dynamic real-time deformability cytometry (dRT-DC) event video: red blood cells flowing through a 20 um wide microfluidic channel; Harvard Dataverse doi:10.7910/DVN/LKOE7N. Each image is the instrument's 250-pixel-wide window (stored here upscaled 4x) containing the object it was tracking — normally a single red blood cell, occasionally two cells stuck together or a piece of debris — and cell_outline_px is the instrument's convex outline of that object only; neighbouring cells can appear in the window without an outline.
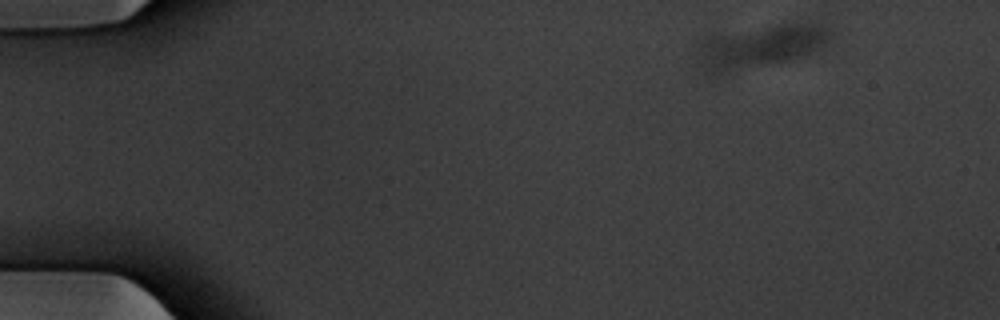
{"species": "common noctule bat (a hibernating species)", "species_latin": "Nyctalus noctula", "temperature_condition": "warm", "stored_images_in_passage": 13, "camera_frame_rate_fps": 3000, "um_per_image_px": 0.085, "animal": {"sex": "male", "body_mass_g": 20.1, "forearm_length_mm": 53.5}, "frame": {"image": 1, "passage_image": 3, "time_ms": 0.667, "image_size_px": [1000, 320], "cell_outline_px": [[836, 32], [820, 48], [812, 52], [800, 56], [784, 60], [712, 76], [704, 76], [700, 60], [700, 40], [708, 36], [808, 20], [832, 28]], "centroid_in_image_um": [64.67, 3.93], "position_along_channel_um": 20.3, "area_um2": 33.18}}
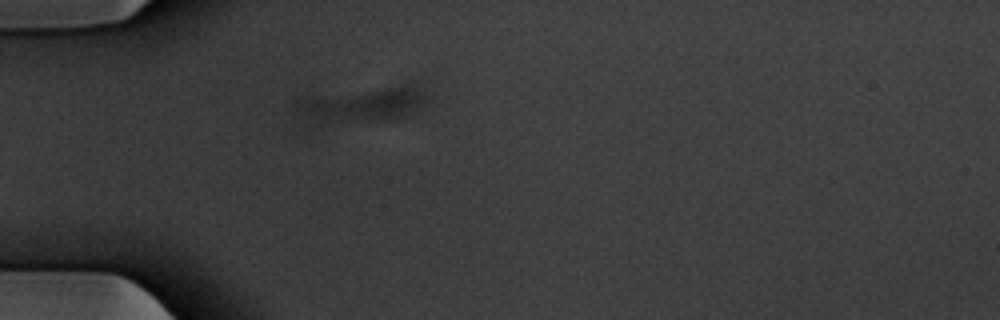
{"frame": {"image": 2, "passage_image": 13, "time_ms": 4.0, "image_size_px": [1000, 320], "cell_outline_px": [[424, 100], [408, 116], [388, 120], [296, 132], [292, 116], [292, 104], [296, 96], [412, 84], [424, 96]], "centroid_in_image_um": [30.12, 9.09], "position_along_channel_um": 54.9, "area_um2": 30.75}}